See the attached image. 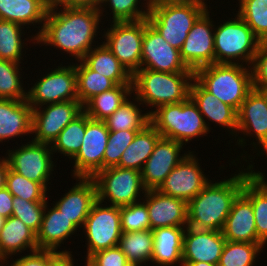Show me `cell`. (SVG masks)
I'll list each match as a JSON object with an SVG mask.
<instances>
[{
	"label": "cell",
	"mask_w": 267,
	"mask_h": 266,
	"mask_svg": "<svg viewBox=\"0 0 267 266\" xmlns=\"http://www.w3.org/2000/svg\"><path fill=\"white\" fill-rule=\"evenodd\" d=\"M190 151H193L190 146L185 147L173 139L160 137L141 170L144 187L147 190L158 189L165 178Z\"/></svg>",
	"instance_id": "obj_18"
},
{
	"label": "cell",
	"mask_w": 267,
	"mask_h": 266,
	"mask_svg": "<svg viewBox=\"0 0 267 266\" xmlns=\"http://www.w3.org/2000/svg\"><path fill=\"white\" fill-rule=\"evenodd\" d=\"M15 144L18 146H14L13 149L6 146V149H8H5L4 156L9 168L26 177L28 180L40 183L50 192L52 186L49 185H53L50 180L53 179L56 181L54 179L56 176L54 170H57L58 166L51 149V144L39 143L32 140L20 143L21 145L16 141Z\"/></svg>",
	"instance_id": "obj_9"
},
{
	"label": "cell",
	"mask_w": 267,
	"mask_h": 266,
	"mask_svg": "<svg viewBox=\"0 0 267 266\" xmlns=\"http://www.w3.org/2000/svg\"><path fill=\"white\" fill-rule=\"evenodd\" d=\"M197 149L190 151L157 189L161 193L186 201L193 199L211 180L202 168Z\"/></svg>",
	"instance_id": "obj_14"
},
{
	"label": "cell",
	"mask_w": 267,
	"mask_h": 266,
	"mask_svg": "<svg viewBox=\"0 0 267 266\" xmlns=\"http://www.w3.org/2000/svg\"><path fill=\"white\" fill-rule=\"evenodd\" d=\"M143 108L144 105L139 99L131 94L112 115L103 121L109 131L142 130L150 123V114Z\"/></svg>",
	"instance_id": "obj_33"
},
{
	"label": "cell",
	"mask_w": 267,
	"mask_h": 266,
	"mask_svg": "<svg viewBox=\"0 0 267 266\" xmlns=\"http://www.w3.org/2000/svg\"><path fill=\"white\" fill-rule=\"evenodd\" d=\"M14 196L8 191L6 187L0 189V215L9 218L13 213V202Z\"/></svg>",
	"instance_id": "obj_52"
},
{
	"label": "cell",
	"mask_w": 267,
	"mask_h": 266,
	"mask_svg": "<svg viewBox=\"0 0 267 266\" xmlns=\"http://www.w3.org/2000/svg\"><path fill=\"white\" fill-rule=\"evenodd\" d=\"M230 143H234V145L230 144L229 148L234 146V154H231L236 156V158L231 156V160L229 159L226 163L241 164L242 162L243 164L245 161L244 163L255 166L254 164L257 165V163H254V159L257 157V160L258 157L261 158V156V159L266 156L264 159H266L265 162H267V91L253 88L248 93L237 112V134ZM247 145H250L247 147V151L250 148V153L243 149L246 148ZM238 148L243 151L240 152ZM252 153L256 154L253 155Z\"/></svg>",
	"instance_id": "obj_3"
},
{
	"label": "cell",
	"mask_w": 267,
	"mask_h": 266,
	"mask_svg": "<svg viewBox=\"0 0 267 266\" xmlns=\"http://www.w3.org/2000/svg\"><path fill=\"white\" fill-rule=\"evenodd\" d=\"M254 167L255 166H253L252 168V175L267 189V175L265 173L267 169H263V165L261 166L262 169L260 168L261 171L259 170V168L257 170ZM262 170L265 171L262 172Z\"/></svg>",
	"instance_id": "obj_55"
},
{
	"label": "cell",
	"mask_w": 267,
	"mask_h": 266,
	"mask_svg": "<svg viewBox=\"0 0 267 266\" xmlns=\"http://www.w3.org/2000/svg\"><path fill=\"white\" fill-rule=\"evenodd\" d=\"M242 192L251 200L257 231V243L267 248V189L251 174Z\"/></svg>",
	"instance_id": "obj_39"
},
{
	"label": "cell",
	"mask_w": 267,
	"mask_h": 266,
	"mask_svg": "<svg viewBox=\"0 0 267 266\" xmlns=\"http://www.w3.org/2000/svg\"><path fill=\"white\" fill-rule=\"evenodd\" d=\"M87 263L90 266H132L118 246L95 252Z\"/></svg>",
	"instance_id": "obj_49"
},
{
	"label": "cell",
	"mask_w": 267,
	"mask_h": 266,
	"mask_svg": "<svg viewBox=\"0 0 267 266\" xmlns=\"http://www.w3.org/2000/svg\"><path fill=\"white\" fill-rule=\"evenodd\" d=\"M85 238V252L81 261L97 251L118 246L121 238L120 207L99 201L94 202L81 231Z\"/></svg>",
	"instance_id": "obj_11"
},
{
	"label": "cell",
	"mask_w": 267,
	"mask_h": 266,
	"mask_svg": "<svg viewBox=\"0 0 267 266\" xmlns=\"http://www.w3.org/2000/svg\"><path fill=\"white\" fill-rule=\"evenodd\" d=\"M108 24V28L107 26L103 28L102 42L133 75L141 68L142 40L146 19Z\"/></svg>",
	"instance_id": "obj_13"
},
{
	"label": "cell",
	"mask_w": 267,
	"mask_h": 266,
	"mask_svg": "<svg viewBox=\"0 0 267 266\" xmlns=\"http://www.w3.org/2000/svg\"><path fill=\"white\" fill-rule=\"evenodd\" d=\"M150 123L161 137L173 139L185 147L195 139L210 134L196 103L189 96L185 101L166 104L150 114Z\"/></svg>",
	"instance_id": "obj_7"
},
{
	"label": "cell",
	"mask_w": 267,
	"mask_h": 266,
	"mask_svg": "<svg viewBox=\"0 0 267 266\" xmlns=\"http://www.w3.org/2000/svg\"><path fill=\"white\" fill-rule=\"evenodd\" d=\"M74 65L78 100L83 106L95 95L117 86L113 80L91 70L82 60L75 61Z\"/></svg>",
	"instance_id": "obj_38"
},
{
	"label": "cell",
	"mask_w": 267,
	"mask_h": 266,
	"mask_svg": "<svg viewBox=\"0 0 267 266\" xmlns=\"http://www.w3.org/2000/svg\"><path fill=\"white\" fill-rule=\"evenodd\" d=\"M142 200L147 205L150 230L187 227L186 201L165 195L157 189L147 190Z\"/></svg>",
	"instance_id": "obj_24"
},
{
	"label": "cell",
	"mask_w": 267,
	"mask_h": 266,
	"mask_svg": "<svg viewBox=\"0 0 267 266\" xmlns=\"http://www.w3.org/2000/svg\"><path fill=\"white\" fill-rule=\"evenodd\" d=\"M253 88L267 91V42H261L250 66Z\"/></svg>",
	"instance_id": "obj_48"
},
{
	"label": "cell",
	"mask_w": 267,
	"mask_h": 266,
	"mask_svg": "<svg viewBox=\"0 0 267 266\" xmlns=\"http://www.w3.org/2000/svg\"><path fill=\"white\" fill-rule=\"evenodd\" d=\"M109 130L104 121L91 119L86 113V131L77 155L70 161L72 177H93L103 170V157Z\"/></svg>",
	"instance_id": "obj_15"
},
{
	"label": "cell",
	"mask_w": 267,
	"mask_h": 266,
	"mask_svg": "<svg viewBox=\"0 0 267 266\" xmlns=\"http://www.w3.org/2000/svg\"><path fill=\"white\" fill-rule=\"evenodd\" d=\"M83 266H90V265L87 263V261H85Z\"/></svg>",
	"instance_id": "obj_59"
},
{
	"label": "cell",
	"mask_w": 267,
	"mask_h": 266,
	"mask_svg": "<svg viewBox=\"0 0 267 266\" xmlns=\"http://www.w3.org/2000/svg\"><path fill=\"white\" fill-rule=\"evenodd\" d=\"M132 94V84H119L111 90L95 95L84 106L87 115L94 120H105Z\"/></svg>",
	"instance_id": "obj_35"
},
{
	"label": "cell",
	"mask_w": 267,
	"mask_h": 266,
	"mask_svg": "<svg viewBox=\"0 0 267 266\" xmlns=\"http://www.w3.org/2000/svg\"><path fill=\"white\" fill-rule=\"evenodd\" d=\"M122 232H136L150 229V221L146 203L141 200L120 207Z\"/></svg>",
	"instance_id": "obj_45"
},
{
	"label": "cell",
	"mask_w": 267,
	"mask_h": 266,
	"mask_svg": "<svg viewBox=\"0 0 267 266\" xmlns=\"http://www.w3.org/2000/svg\"><path fill=\"white\" fill-rule=\"evenodd\" d=\"M210 1L211 0H148V6L161 7L167 5H210L214 0H212L211 3Z\"/></svg>",
	"instance_id": "obj_51"
},
{
	"label": "cell",
	"mask_w": 267,
	"mask_h": 266,
	"mask_svg": "<svg viewBox=\"0 0 267 266\" xmlns=\"http://www.w3.org/2000/svg\"><path fill=\"white\" fill-rule=\"evenodd\" d=\"M8 162L3 154L0 157V189L6 187V175L8 172Z\"/></svg>",
	"instance_id": "obj_54"
},
{
	"label": "cell",
	"mask_w": 267,
	"mask_h": 266,
	"mask_svg": "<svg viewBox=\"0 0 267 266\" xmlns=\"http://www.w3.org/2000/svg\"><path fill=\"white\" fill-rule=\"evenodd\" d=\"M140 130L109 131L108 143L103 157V169L119 165L121 155Z\"/></svg>",
	"instance_id": "obj_44"
},
{
	"label": "cell",
	"mask_w": 267,
	"mask_h": 266,
	"mask_svg": "<svg viewBox=\"0 0 267 266\" xmlns=\"http://www.w3.org/2000/svg\"><path fill=\"white\" fill-rule=\"evenodd\" d=\"M193 79L194 72L164 73L140 68L132 75V94L151 114L162 105L185 101Z\"/></svg>",
	"instance_id": "obj_4"
},
{
	"label": "cell",
	"mask_w": 267,
	"mask_h": 266,
	"mask_svg": "<svg viewBox=\"0 0 267 266\" xmlns=\"http://www.w3.org/2000/svg\"><path fill=\"white\" fill-rule=\"evenodd\" d=\"M32 112L27 100L0 98V143L3 147L5 142H13L20 137L21 143L31 139ZM23 136L29 137L24 140Z\"/></svg>",
	"instance_id": "obj_25"
},
{
	"label": "cell",
	"mask_w": 267,
	"mask_h": 266,
	"mask_svg": "<svg viewBox=\"0 0 267 266\" xmlns=\"http://www.w3.org/2000/svg\"><path fill=\"white\" fill-rule=\"evenodd\" d=\"M29 33L31 34V32H27V29L20 24L0 20V59L27 64L26 62H28V59H26V52L32 51L30 50L31 45L34 47V51L37 46L36 36H34L33 32L31 36ZM28 45L30 48H28Z\"/></svg>",
	"instance_id": "obj_30"
},
{
	"label": "cell",
	"mask_w": 267,
	"mask_h": 266,
	"mask_svg": "<svg viewBox=\"0 0 267 266\" xmlns=\"http://www.w3.org/2000/svg\"><path fill=\"white\" fill-rule=\"evenodd\" d=\"M0 266H4V262L0 259Z\"/></svg>",
	"instance_id": "obj_58"
},
{
	"label": "cell",
	"mask_w": 267,
	"mask_h": 266,
	"mask_svg": "<svg viewBox=\"0 0 267 266\" xmlns=\"http://www.w3.org/2000/svg\"><path fill=\"white\" fill-rule=\"evenodd\" d=\"M234 10L230 17L215 21L214 50L216 64L251 66L261 41ZM228 15V16H227ZM226 16V20L224 19ZM217 23V24H216Z\"/></svg>",
	"instance_id": "obj_5"
},
{
	"label": "cell",
	"mask_w": 267,
	"mask_h": 266,
	"mask_svg": "<svg viewBox=\"0 0 267 266\" xmlns=\"http://www.w3.org/2000/svg\"><path fill=\"white\" fill-rule=\"evenodd\" d=\"M38 249L36 233L15 216L6 218L0 230V259H8Z\"/></svg>",
	"instance_id": "obj_28"
},
{
	"label": "cell",
	"mask_w": 267,
	"mask_h": 266,
	"mask_svg": "<svg viewBox=\"0 0 267 266\" xmlns=\"http://www.w3.org/2000/svg\"><path fill=\"white\" fill-rule=\"evenodd\" d=\"M59 254L56 251L37 249L8 259L4 266H52Z\"/></svg>",
	"instance_id": "obj_47"
},
{
	"label": "cell",
	"mask_w": 267,
	"mask_h": 266,
	"mask_svg": "<svg viewBox=\"0 0 267 266\" xmlns=\"http://www.w3.org/2000/svg\"><path fill=\"white\" fill-rule=\"evenodd\" d=\"M212 9L215 8L206 9L198 17L180 49L181 59L193 71L215 63V20L211 17L216 15H214Z\"/></svg>",
	"instance_id": "obj_16"
},
{
	"label": "cell",
	"mask_w": 267,
	"mask_h": 266,
	"mask_svg": "<svg viewBox=\"0 0 267 266\" xmlns=\"http://www.w3.org/2000/svg\"><path fill=\"white\" fill-rule=\"evenodd\" d=\"M210 5L149 7L147 21L175 49L180 50L198 17Z\"/></svg>",
	"instance_id": "obj_12"
},
{
	"label": "cell",
	"mask_w": 267,
	"mask_h": 266,
	"mask_svg": "<svg viewBox=\"0 0 267 266\" xmlns=\"http://www.w3.org/2000/svg\"><path fill=\"white\" fill-rule=\"evenodd\" d=\"M93 71L113 80L117 85L132 84V74L101 41L82 59Z\"/></svg>",
	"instance_id": "obj_31"
},
{
	"label": "cell",
	"mask_w": 267,
	"mask_h": 266,
	"mask_svg": "<svg viewBox=\"0 0 267 266\" xmlns=\"http://www.w3.org/2000/svg\"><path fill=\"white\" fill-rule=\"evenodd\" d=\"M46 202L47 201H27L20 197H14L12 202V216L19 218L37 234L42 223Z\"/></svg>",
	"instance_id": "obj_46"
},
{
	"label": "cell",
	"mask_w": 267,
	"mask_h": 266,
	"mask_svg": "<svg viewBox=\"0 0 267 266\" xmlns=\"http://www.w3.org/2000/svg\"><path fill=\"white\" fill-rule=\"evenodd\" d=\"M190 97L196 103L202 114L209 132L212 134L215 132L213 131L214 129H212L213 127H211L212 123L216 127L219 126L221 129L225 130L222 131V133L225 132L226 138L227 135L228 138H230V140H228L229 142L226 141L227 144L230 145V142L237 134V111L206 91L195 79L191 82Z\"/></svg>",
	"instance_id": "obj_20"
},
{
	"label": "cell",
	"mask_w": 267,
	"mask_h": 266,
	"mask_svg": "<svg viewBox=\"0 0 267 266\" xmlns=\"http://www.w3.org/2000/svg\"><path fill=\"white\" fill-rule=\"evenodd\" d=\"M264 248L260 243L226 240L218 266H255Z\"/></svg>",
	"instance_id": "obj_41"
},
{
	"label": "cell",
	"mask_w": 267,
	"mask_h": 266,
	"mask_svg": "<svg viewBox=\"0 0 267 266\" xmlns=\"http://www.w3.org/2000/svg\"><path fill=\"white\" fill-rule=\"evenodd\" d=\"M102 0H49V8L91 7L99 9Z\"/></svg>",
	"instance_id": "obj_50"
},
{
	"label": "cell",
	"mask_w": 267,
	"mask_h": 266,
	"mask_svg": "<svg viewBox=\"0 0 267 266\" xmlns=\"http://www.w3.org/2000/svg\"><path fill=\"white\" fill-rule=\"evenodd\" d=\"M49 7V0H0V20L20 24L30 32L34 30V36L37 37Z\"/></svg>",
	"instance_id": "obj_26"
},
{
	"label": "cell",
	"mask_w": 267,
	"mask_h": 266,
	"mask_svg": "<svg viewBox=\"0 0 267 266\" xmlns=\"http://www.w3.org/2000/svg\"><path fill=\"white\" fill-rule=\"evenodd\" d=\"M228 165L233 167L236 172L230 173L231 175L227 174L229 178L228 176H223L224 178L221 180L212 178L203 190L187 203L188 227L223 230L233 201L242 191L244 181L252 174L253 168L252 165H245V163L243 165L242 163L241 165L239 163Z\"/></svg>",
	"instance_id": "obj_2"
},
{
	"label": "cell",
	"mask_w": 267,
	"mask_h": 266,
	"mask_svg": "<svg viewBox=\"0 0 267 266\" xmlns=\"http://www.w3.org/2000/svg\"><path fill=\"white\" fill-rule=\"evenodd\" d=\"M194 79L237 112L253 89L251 68L241 64L206 65L194 71Z\"/></svg>",
	"instance_id": "obj_6"
},
{
	"label": "cell",
	"mask_w": 267,
	"mask_h": 266,
	"mask_svg": "<svg viewBox=\"0 0 267 266\" xmlns=\"http://www.w3.org/2000/svg\"><path fill=\"white\" fill-rule=\"evenodd\" d=\"M222 233L228 241L257 243L251 200L242 191L233 201Z\"/></svg>",
	"instance_id": "obj_27"
},
{
	"label": "cell",
	"mask_w": 267,
	"mask_h": 266,
	"mask_svg": "<svg viewBox=\"0 0 267 266\" xmlns=\"http://www.w3.org/2000/svg\"><path fill=\"white\" fill-rule=\"evenodd\" d=\"M76 182L53 205L70 219L80 230L97 200V186L92 177H72ZM67 191V192H66Z\"/></svg>",
	"instance_id": "obj_22"
},
{
	"label": "cell",
	"mask_w": 267,
	"mask_h": 266,
	"mask_svg": "<svg viewBox=\"0 0 267 266\" xmlns=\"http://www.w3.org/2000/svg\"><path fill=\"white\" fill-rule=\"evenodd\" d=\"M85 131L86 112L83 110L60 132V134L51 144L54 157H57L56 160H58L60 155L61 158L66 157L64 161L67 160L69 164V162L77 155L81 148Z\"/></svg>",
	"instance_id": "obj_36"
},
{
	"label": "cell",
	"mask_w": 267,
	"mask_h": 266,
	"mask_svg": "<svg viewBox=\"0 0 267 266\" xmlns=\"http://www.w3.org/2000/svg\"><path fill=\"white\" fill-rule=\"evenodd\" d=\"M225 242L222 231L187 226L183 237V263L218 264Z\"/></svg>",
	"instance_id": "obj_23"
},
{
	"label": "cell",
	"mask_w": 267,
	"mask_h": 266,
	"mask_svg": "<svg viewBox=\"0 0 267 266\" xmlns=\"http://www.w3.org/2000/svg\"><path fill=\"white\" fill-rule=\"evenodd\" d=\"M238 9L232 8L251 28L254 35L267 42V0H237ZM238 5V6H237Z\"/></svg>",
	"instance_id": "obj_42"
},
{
	"label": "cell",
	"mask_w": 267,
	"mask_h": 266,
	"mask_svg": "<svg viewBox=\"0 0 267 266\" xmlns=\"http://www.w3.org/2000/svg\"><path fill=\"white\" fill-rule=\"evenodd\" d=\"M182 266H218V264H210L206 262H195V263H182Z\"/></svg>",
	"instance_id": "obj_56"
},
{
	"label": "cell",
	"mask_w": 267,
	"mask_h": 266,
	"mask_svg": "<svg viewBox=\"0 0 267 266\" xmlns=\"http://www.w3.org/2000/svg\"><path fill=\"white\" fill-rule=\"evenodd\" d=\"M83 110L79 100L47 104L33 109L31 140L52 144L60 132Z\"/></svg>",
	"instance_id": "obj_17"
},
{
	"label": "cell",
	"mask_w": 267,
	"mask_h": 266,
	"mask_svg": "<svg viewBox=\"0 0 267 266\" xmlns=\"http://www.w3.org/2000/svg\"><path fill=\"white\" fill-rule=\"evenodd\" d=\"M149 10L148 0H102L99 7L101 19H105L104 25L107 21L110 23L147 19Z\"/></svg>",
	"instance_id": "obj_37"
},
{
	"label": "cell",
	"mask_w": 267,
	"mask_h": 266,
	"mask_svg": "<svg viewBox=\"0 0 267 266\" xmlns=\"http://www.w3.org/2000/svg\"><path fill=\"white\" fill-rule=\"evenodd\" d=\"M161 134L149 123L138 131L120 158L119 167L138 170L141 172L144 164L153 152Z\"/></svg>",
	"instance_id": "obj_32"
},
{
	"label": "cell",
	"mask_w": 267,
	"mask_h": 266,
	"mask_svg": "<svg viewBox=\"0 0 267 266\" xmlns=\"http://www.w3.org/2000/svg\"><path fill=\"white\" fill-rule=\"evenodd\" d=\"M97 186V199L113 206H127L143 199L147 189L141 172L119 166L98 171L92 177Z\"/></svg>",
	"instance_id": "obj_10"
},
{
	"label": "cell",
	"mask_w": 267,
	"mask_h": 266,
	"mask_svg": "<svg viewBox=\"0 0 267 266\" xmlns=\"http://www.w3.org/2000/svg\"><path fill=\"white\" fill-rule=\"evenodd\" d=\"M186 227L152 230L154 245L151 266H182L183 237Z\"/></svg>",
	"instance_id": "obj_29"
},
{
	"label": "cell",
	"mask_w": 267,
	"mask_h": 266,
	"mask_svg": "<svg viewBox=\"0 0 267 266\" xmlns=\"http://www.w3.org/2000/svg\"><path fill=\"white\" fill-rule=\"evenodd\" d=\"M51 206L48 200L44 209L40 229L36 234L38 249L51 250L59 253H73L72 249L69 251L70 247L67 248L62 245L64 243L66 245L68 243L66 242L67 240H73L75 238L73 237L74 235H79L80 237L79 232L81 230L52 203Z\"/></svg>",
	"instance_id": "obj_21"
},
{
	"label": "cell",
	"mask_w": 267,
	"mask_h": 266,
	"mask_svg": "<svg viewBox=\"0 0 267 266\" xmlns=\"http://www.w3.org/2000/svg\"><path fill=\"white\" fill-rule=\"evenodd\" d=\"M141 68L164 73L194 72L180 56V50L173 48L147 21L142 40Z\"/></svg>",
	"instance_id": "obj_19"
},
{
	"label": "cell",
	"mask_w": 267,
	"mask_h": 266,
	"mask_svg": "<svg viewBox=\"0 0 267 266\" xmlns=\"http://www.w3.org/2000/svg\"><path fill=\"white\" fill-rule=\"evenodd\" d=\"M154 238L152 230L122 232L118 247L132 266H149L152 263Z\"/></svg>",
	"instance_id": "obj_34"
},
{
	"label": "cell",
	"mask_w": 267,
	"mask_h": 266,
	"mask_svg": "<svg viewBox=\"0 0 267 266\" xmlns=\"http://www.w3.org/2000/svg\"><path fill=\"white\" fill-rule=\"evenodd\" d=\"M68 62H61L58 66L52 64L54 67L51 69L48 66L47 71L43 69V75L41 68V75L36 77L38 79H29L32 81L31 84H27V101L32 109L47 104L78 100L75 65L74 62Z\"/></svg>",
	"instance_id": "obj_8"
},
{
	"label": "cell",
	"mask_w": 267,
	"mask_h": 266,
	"mask_svg": "<svg viewBox=\"0 0 267 266\" xmlns=\"http://www.w3.org/2000/svg\"><path fill=\"white\" fill-rule=\"evenodd\" d=\"M6 218L0 215V230L3 228Z\"/></svg>",
	"instance_id": "obj_57"
},
{
	"label": "cell",
	"mask_w": 267,
	"mask_h": 266,
	"mask_svg": "<svg viewBox=\"0 0 267 266\" xmlns=\"http://www.w3.org/2000/svg\"><path fill=\"white\" fill-rule=\"evenodd\" d=\"M103 27L105 26L99 9L91 7L49 8L42 30L36 37L37 46L39 45V48L42 46L48 51L52 50L51 48L60 51L57 57L63 51L61 55L64 62H66L65 59L70 62L80 61L96 44L101 43L99 41H102ZM44 45L46 47H43Z\"/></svg>",
	"instance_id": "obj_1"
},
{
	"label": "cell",
	"mask_w": 267,
	"mask_h": 266,
	"mask_svg": "<svg viewBox=\"0 0 267 266\" xmlns=\"http://www.w3.org/2000/svg\"><path fill=\"white\" fill-rule=\"evenodd\" d=\"M0 59V98L13 100H27L28 75L22 70L23 64ZM24 66V67H23ZM22 71V72H21ZM25 74V76H24ZM24 77V78H23ZM25 82V84H24Z\"/></svg>",
	"instance_id": "obj_40"
},
{
	"label": "cell",
	"mask_w": 267,
	"mask_h": 266,
	"mask_svg": "<svg viewBox=\"0 0 267 266\" xmlns=\"http://www.w3.org/2000/svg\"><path fill=\"white\" fill-rule=\"evenodd\" d=\"M75 256L73 253H60L53 261L52 266H76ZM75 264V265H74Z\"/></svg>",
	"instance_id": "obj_53"
},
{
	"label": "cell",
	"mask_w": 267,
	"mask_h": 266,
	"mask_svg": "<svg viewBox=\"0 0 267 266\" xmlns=\"http://www.w3.org/2000/svg\"><path fill=\"white\" fill-rule=\"evenodd\" d=\"M6 188L14 197L27 201H48L51 194L38 182L28 180L8 167L6 175ZM49 194V195H48Z\"/></svg>",
	"instance_id": "obj_43"
}]
</instances>
